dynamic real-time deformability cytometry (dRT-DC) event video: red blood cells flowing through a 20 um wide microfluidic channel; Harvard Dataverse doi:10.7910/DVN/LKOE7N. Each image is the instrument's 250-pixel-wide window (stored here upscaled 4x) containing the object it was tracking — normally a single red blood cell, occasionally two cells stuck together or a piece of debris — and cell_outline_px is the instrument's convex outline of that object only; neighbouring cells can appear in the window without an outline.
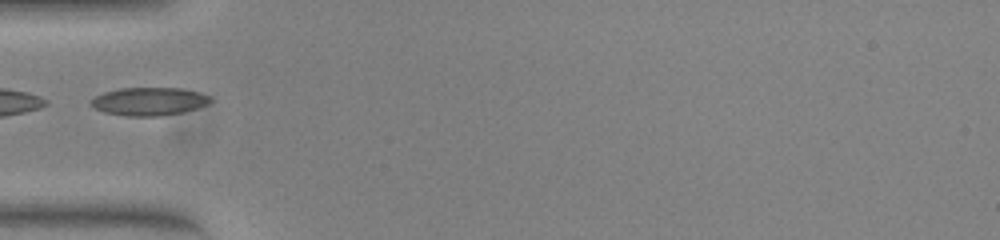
{"species": "common noctule bat (a hibernating species)", "species_latin": "Nyctalus noctula", "temperature_condition": "warm", "stored_images_in_passage": 34, "camera_frame_rate_fps": 3000, "um_per_image_px": 0.085, "animal": {"sex": "female", "body_mass_g": 23.0, "forearm_length_mm": 53.4}, "frame": {"image": 1, "passage_image": 1, "time_ms": 0.0, "image_size_px": [1000, 240], "cell_outline_px": [[212, 100], [208, 104], [184, 112], [160, 116], [128, 116], [104, 112], [88, 104], [88, 100], [104, 92], [120, 88], [180, 88], [196, 92], [208, 96]], "centroid_in_image_um": [12.62, 8.62], "position_along_channel_um": 72.4, "area_um2": 19.48}}